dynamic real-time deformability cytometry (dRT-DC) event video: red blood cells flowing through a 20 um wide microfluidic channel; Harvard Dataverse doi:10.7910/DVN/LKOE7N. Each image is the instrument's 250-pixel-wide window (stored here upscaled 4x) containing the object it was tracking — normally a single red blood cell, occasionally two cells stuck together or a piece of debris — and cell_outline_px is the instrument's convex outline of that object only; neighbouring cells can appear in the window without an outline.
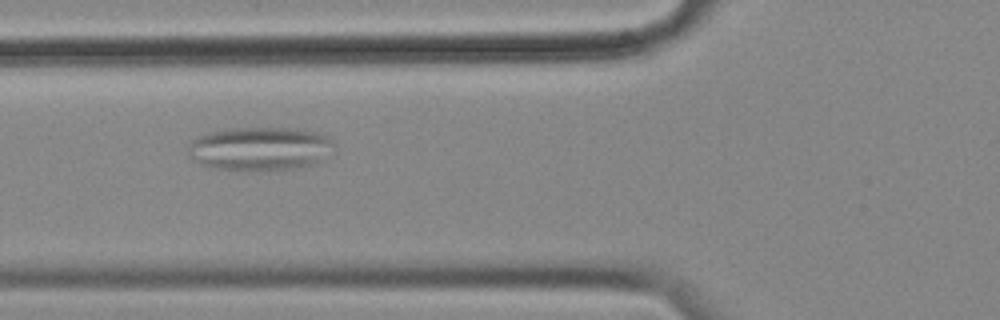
{"species": "common noctule bat (a hibernating species)", "species_latin": "Nyctalus noctula", "temperature_condition": "cold", "stored_images_in_passage": 3, "camera_frame_rate_fps": 3000, "um_per_image_px": 0.085, "animal": {"sex": "female", "body_mass_g": 18.4}, "frame": {"image": 1, "passage_image": 2, "time_ms": 0.333, "image_size_px": [1000, 320], "cell_outline_px": [[336, 144], [320, 164], [300, 168], [252, 172], [244, 172], [212, 168], [200, 164], [192, 160], [188, 156], [188, 140], [196, 136], [208, 132], [228, 128], [296, 128], [316, 132], [328, 136]], "centroid_in_image_um": [22.07, 12.66], "position_along_channel_um": 103.7, "area_um2": 38.55}}